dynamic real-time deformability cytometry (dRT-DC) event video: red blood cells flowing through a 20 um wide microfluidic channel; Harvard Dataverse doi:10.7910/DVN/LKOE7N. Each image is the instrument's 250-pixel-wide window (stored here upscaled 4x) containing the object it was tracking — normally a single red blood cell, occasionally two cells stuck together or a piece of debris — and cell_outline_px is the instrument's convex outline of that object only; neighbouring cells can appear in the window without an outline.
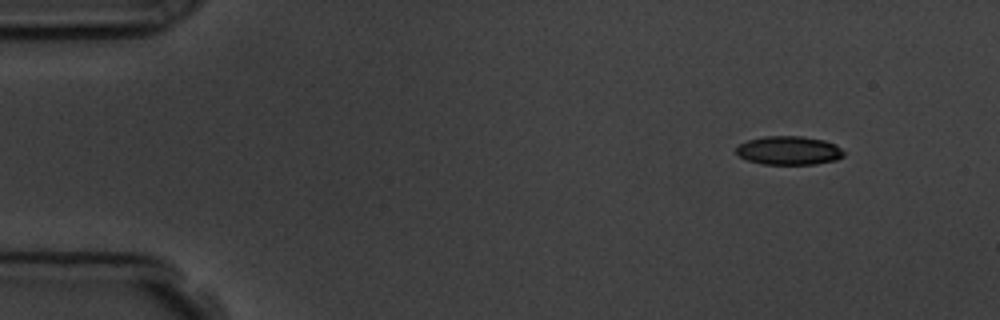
{"species": "common noctule bat (a hibernating species)", "species_latin": "Nyctalus noctula", "temperature_condition": "room temperature", "stored_images_in_passage": 3, "camera_frame_rate_fps": 3000, "um_per_image_px": 0.085, "animal": {"sex": "male", "body_mass_g": 19.5, "forearm_length_mm": 54.6}, "frame": {"image": 1, "passage_image": 1, "time_ms": 0.0, "image_size_px": [1000, 320], "cell_outline_px": [[844, 156], [836, 160], [816, 164], [764, 164], [748, 160], [740, 156], [736, 152], [736, 148], [740, 144], [748, 140], [764, 136], [800, 136], [824, 140], [836, 144], [844, 152]], "centroid_in_image_um": [67.08, 12.79], "position_along_channel_um": 17.9, "area_um2": 17.92}}